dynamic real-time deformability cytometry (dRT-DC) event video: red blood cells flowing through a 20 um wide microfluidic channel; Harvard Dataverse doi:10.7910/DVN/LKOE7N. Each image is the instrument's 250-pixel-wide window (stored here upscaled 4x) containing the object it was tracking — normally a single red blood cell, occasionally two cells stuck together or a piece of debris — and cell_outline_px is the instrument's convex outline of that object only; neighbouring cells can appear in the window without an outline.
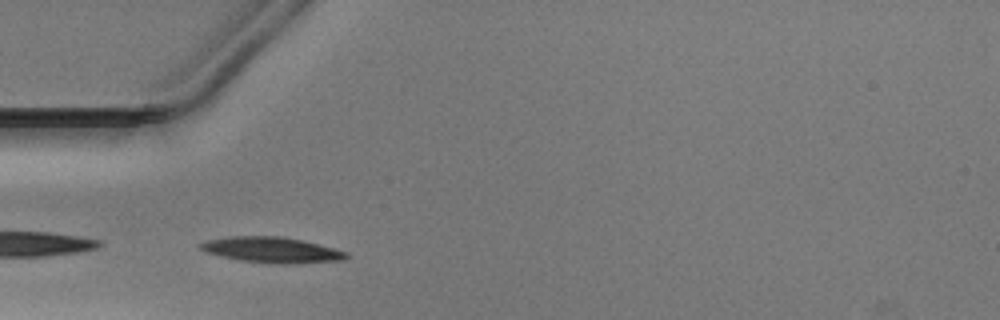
{"species": "Egyptian fruit bat (a non-hibernating species)", "species_latin": "Rousettus aegyptiacus", "temperature_condition": "warm", "stored_images_in_passage": 27, "camera_frame_rate_fps": 3000, "um_per_image_px": 0.085, "animal": {"sex": "male"}, "frame": {"image": 1, "passage_image": 1, "time_ms": 0.0, "image_size_px": [1000, 320], "cell_outline_px": [[348, 256], [344, 260], [296, 264], [280, 264], [240, 260], [220, 256], [204, 252], [196, 244], [208, 240], [228, 236], [280, 236], [300, 240], [348, 252]], "centroid_in_image_um": [23.06, 21.25], "position_along_channel_um": 61.9, "area_um2": 21.79}}
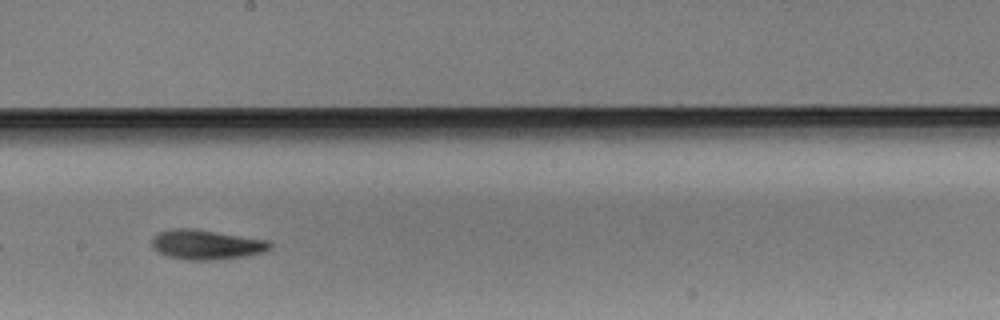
{"frame": {"image": 2, "passage_image": 14, "time_ms": 4.333, "image_size_px": [1000, 320], "cell_outline_px": [[272, 244], [264, 252], [248, 256], [216, 260], [184, 260], [168, 256], [156, 252], [152, 248], [152, 240], [160, 232], [172, 228], [196, 228], [268, 240]], "centroid_in_image_um": [17.53, 20.79], "position_along_channel_um": 230.7, "area_um2": 20.69}}
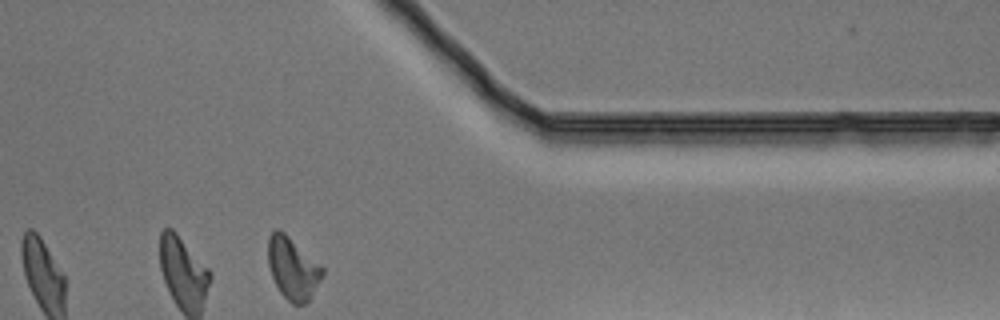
{"frame": {"image": 3, "passage_image": 27, "time_ms": 8.667, "image_size_px": [1000, 320], "cell_outline_px": [[324, 276], [308, 300], [304, 304], [292, 304], [280, 292], [272, 276], [268, 264], [268, 236], [276, 228], [284, 232], [320, 264], [324, 268]], "centroid_in_image_um": [24.89, 22.8], "position_along_channel_um": 386.5, "area_um2": 19.54}}